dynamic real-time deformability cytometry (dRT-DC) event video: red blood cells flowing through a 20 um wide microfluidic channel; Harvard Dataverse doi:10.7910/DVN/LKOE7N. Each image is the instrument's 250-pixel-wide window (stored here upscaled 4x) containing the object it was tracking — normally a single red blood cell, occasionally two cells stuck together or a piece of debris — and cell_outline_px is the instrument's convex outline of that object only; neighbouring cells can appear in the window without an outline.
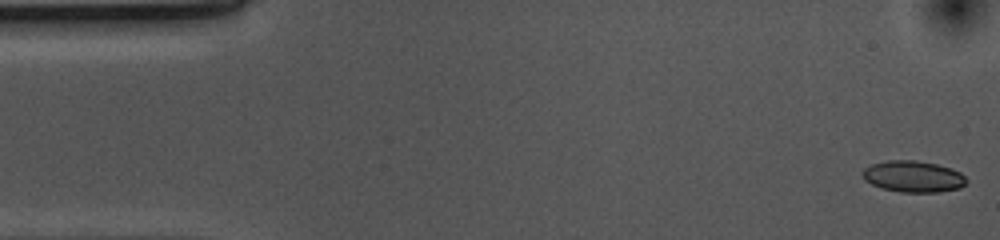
{"species": "common noctule bat (a hibernating species)", "species_latin": "Nyctalus noctula", "temperature_condition": "cold", "stored_images_in_passage": 53, "camera_frame_rate_fps": 3000, "um_per_image_px": 0.085, "animal": {"sex": "female", "body_mass_g": 10.0, "forearm_length_mm": 53.1}, "frame": {"image": 1, "passage_image": 1, "time_ms": 0.0, "image_size_px": [1000, 240], "cell_outline_px": [[968, 180], [960, 188], [936, 192], [900, 192], [880, 188], [864, 180], [860, 172], [864, 168], [872, 164], [888, 160], [916, 160], [936, 164], [952, 168], [960, 172]], "centroid_in_image_um": [77.59, 15.0], "position_along_channel_um": 7.4, "area_um2": 19.13}}
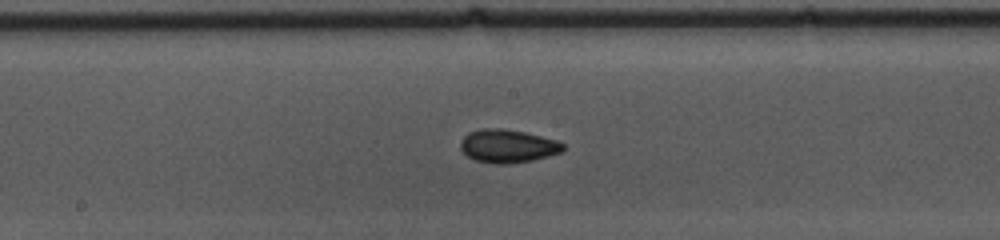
{"frame": {"image": 2, "passage_image": 26, "time_ms": 8.333, "image_size_px": [1000, 240], "cell_outline_px": [[564, 152], [532, 160], [508, 164], [492, 164], [476, 160], [468, 156], [460, 148], [460, 140], [468, 132], [480, 128], [500, 128], [524, 132], [556, 140], [564, 144]], "centroid_in_image_um": [43.14, 12.41], "position_along_channel_um": 205.1, "area_um2": 19.94}}
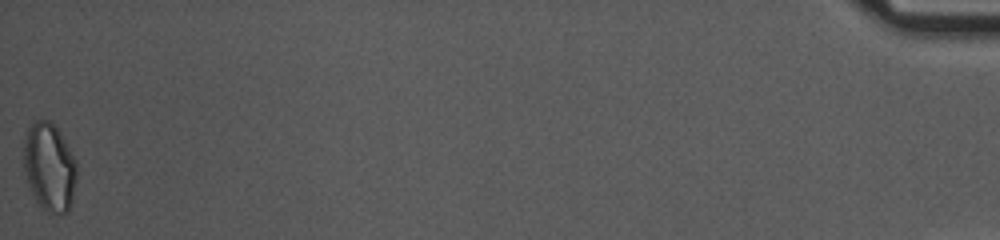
{"frame": {"image": 3, "passage_image": 53, "time_ms": 17.333, "image_size_px": [1000, 240], "cell_outline_px": [[76, 180], [72, 204], [68, 212], [52, 216], [36, 200], [28, 188], [24, 168], [24, 136], [28, 128], [36, 120], [48, 120], [60, 132], [76, 160]], "centroid_in_image_um": [4.2, 14.24], "position_along_channel_um": 431.0, "area_um2": 27.51}, "authors_computed_cell_mechanics": {"area_um2": 19.074, "velocity_mm_per_s": 3.6882, "shape_relaxation_time_tau1_ms": 3.6959, "shape_relaxation_time_tau2_ms": 2.7598, "deformation_change_tau1": 0.0833, "deformation_change_tau2": 0.0683}}